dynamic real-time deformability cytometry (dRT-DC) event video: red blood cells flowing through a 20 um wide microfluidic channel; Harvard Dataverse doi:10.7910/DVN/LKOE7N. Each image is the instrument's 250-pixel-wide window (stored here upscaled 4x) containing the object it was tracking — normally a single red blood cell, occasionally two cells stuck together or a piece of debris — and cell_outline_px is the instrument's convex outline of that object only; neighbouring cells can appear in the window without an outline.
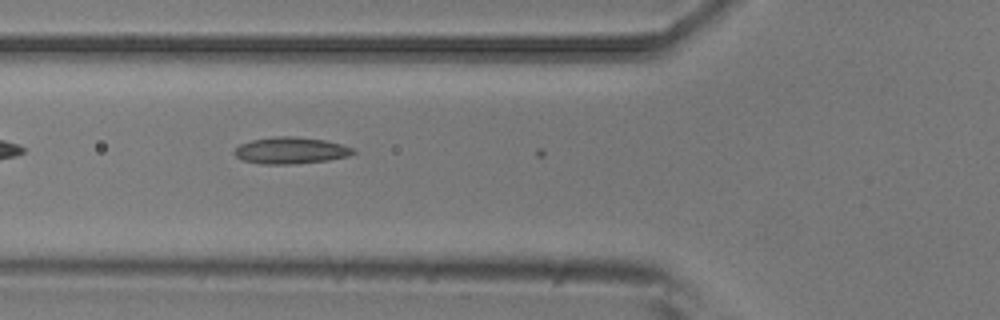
{"species": "common noctule bat (a hibernating species)", "species_latin": "Nyctalus noctula", "temperature_condition": "room temperature", "stored_images_in_passage": 7, "camera_frame_rate_fps": 3000, "um_per_image_px": 0.085, "animal": {"sex": "male", "body_mass_g": 20.5, "forearm_length_mm": 52.5}, "frame": {"image": 1, "passage_image": 6, "time_ms": 1.667, "image_size_px": [1000, 320], "cell_outline_px": [[356, 152], [348, 156], [328, 160], [288, 164], [260, 164], [244, 160], [236, 156], [232, 152], [240, 144], [252, 140], [276, 136], [296, 136], [324, 140], [340, 144], [352, 148]], "centroid_in_image_um": [24.68, 12.78], "position_along_channel_um": 101.1, "area_um2": 18.26}}
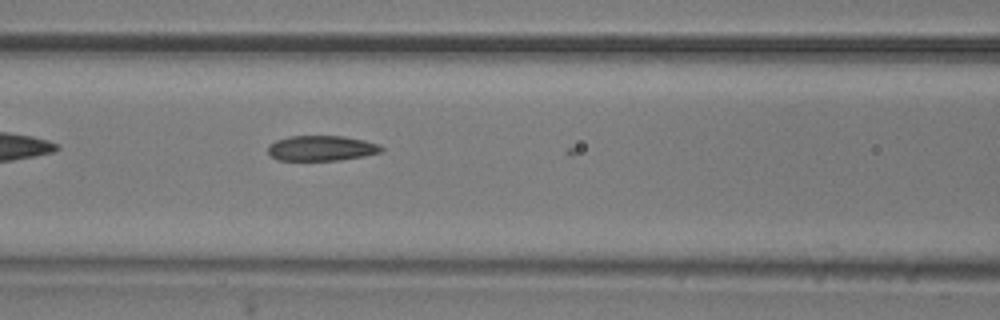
{"frame": {"image": 2, "passage_image": 7, "time_ms": 2.0, "image_size_px": [1000, 320], "cell_outline_px": [[384, 148], [380, 152], [364, 156], [340, 160], [280, 160], [272, 156], [268, 152], [268, 144], [276, 140], [288, 136], [344, 136], [364, 140], [380, 144]], "centroid_in_image_um": [27.33, 12.59], "position_along_channel_um": 139.3, "area_um2": 16.7}}